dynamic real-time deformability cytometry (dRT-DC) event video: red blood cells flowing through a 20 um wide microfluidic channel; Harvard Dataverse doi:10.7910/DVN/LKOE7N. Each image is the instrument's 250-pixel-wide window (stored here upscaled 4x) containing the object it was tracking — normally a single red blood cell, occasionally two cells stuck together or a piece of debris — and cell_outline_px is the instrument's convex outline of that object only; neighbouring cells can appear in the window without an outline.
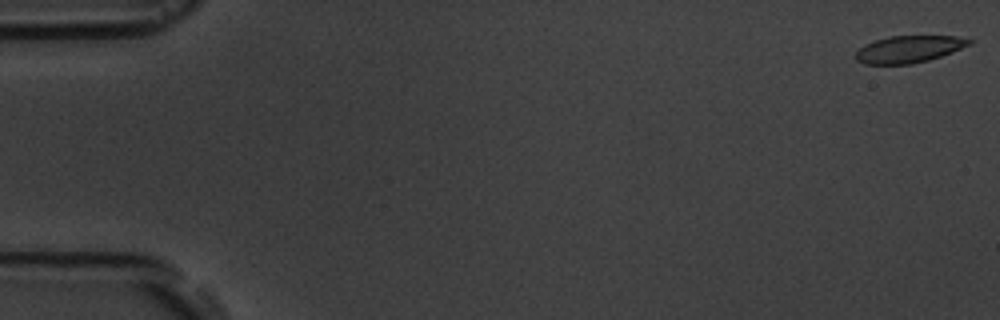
{"species": "common noctule bat (a hibernating species)", "species_latin": "Nyctalus noctula", "temperature_condition": "room temperature", "stored_images_in_passage": 6, "camera_frame_rate_fps": 3000, "um_per_image_px": 0.085, "animal": {"sex": "male", "body_mass_g": 19.5, "forearm_length_mm": 54.6}, "frame": {"image": 1, "passage_image": 1, "time_ms": 0.0, "image_size_px": [1000, 320], "cell_outline_px": [[972, 44], [952, 52], [928, 60], [912, 64], [864, 64], [856, 60], [856, 52], [864, 44], [876, 40], [892, 36], [956, 36], [972, 40]], "centroid_in_image_um": [77.25, 4.18], "position_along_channel_um": 7.7, "area_um2": 17.74}}
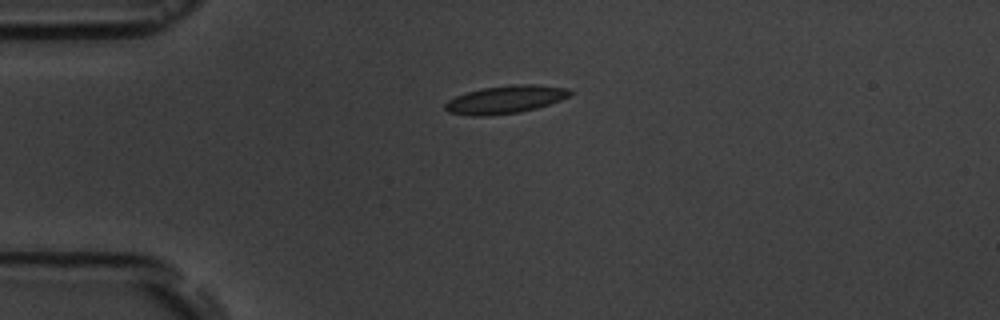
{"frame": {"image": 2, "passage_image": 5, "time_ms": 4.333, "image_size_px": [1000, 320], "cell_outline_px": [[572, 92], [568, 96], [560, 100], [536, 108], [520, 112], [488, 116], [472, 116], [448, 112], [444, 108], [444, 104], [448, 100], [456, 96], [468, 92], [484, 88], [512, 84], [540, 84], [568, 88]], "centroid_in_image_um": [42.95, 8.46], "position_along_channel_um": 42.0, "area_um2": 20.29}}